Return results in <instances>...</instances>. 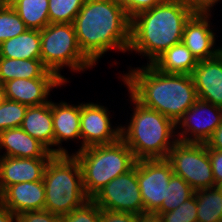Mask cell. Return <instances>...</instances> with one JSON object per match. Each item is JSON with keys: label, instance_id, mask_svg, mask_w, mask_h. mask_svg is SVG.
<instances>
[{"label": "cell", "instance_id": "obj_1", "mask_svg": "<svg viewBox=\"0 0 222 222\" xmlns=\"http://www.w3.org/2000/svg\"><path fill=\"white\" fill-rule=\"evenodd\" d=\"M121 75L128 94L141 105L158 111L175 124L198 100L192 75L163 73L152 64L131 68L128 73Z\"/></svg>", "mask_w": 222, "mask_h": 222}, {"label": "cell", "instance_id": "obj_2", "mask_svg": "<svg viewBox=\"0 0 222 222\" xmlns=\"http://www.w3.org/2000/svg\"><path fill=\"white\" fill-rule=\"evenodd\" d=\"M73 26L80 50L94 65L109 50L128 51L131 19L115 0H85Z\"/></svg>", "mask_w": 222, "mask_h": 222}, {"label": "cell", "instance_id": "obj_3", "mask_svg": "<svg viewBox=\"0 0 222 222\" xmlns=\"http://www.w3.org/2000/svg\"><path fill=\"white\" fill-rule=\"evenodd\" d=\"M193 14L182 0H163L137 14L131 18L128 52L140 53L152 64L168 48L182 42L184 26Z\"/></svg>", "mask_w": 222, "mask_h": 222}, {"label": "cell", "instance_id": "obj_4", "mask_svg": "<svg viewBox=\"0 0 222 222\" xmlns=\"http://www.w3.org/2000/svg\"><path fill=\"white\" fill-rule=\"evenodd\" d=\"M129 98L134 108L128 125L121 124V139L137 161L167 158L177 142L176 124L158 111L141 105L131 95Z\"/></svg>", "mask_w": 222, "mask_h": 222}, {"label": "cell", "instance_id": "obj_5", "mask_svg": "<svg viewBox=\"0 0 222 222\" xmlns=\"http://www.w3.org/2000/svg\"><path fill=\"white\" fill-rule=\"evenodd\" d=\"M43 182L44 209L51 213L68 214L90 199L84 191L80 164L73 154H54L46 164Z\"/></svg>", "mask_w": 222, "mask_h": 222}, {"label": "cell", "instance_id": "obj_6", "mask_svg": "<svg viewBox=\"0 0 222 222\" xmlns=\"http://www.w3.org/2000/svg\"><path fill=\"white\" fill-rule=\"evenodd\" d=\"M72 154L80 164L84 191L90 199L112 179L131 170L137 162L121 138L112 144L91 146Z\"/></svg>", "mask_w": 222, "mask_h": 222}, {"label": "cell", "instance_id": "obj_7", "mask_svg": "<svg viewBox=\"0 0 222 222\" xmlns=\"http://www.w3.org/2000/svg\"><path fill=\"white\" fill-rule=\"evenodd\" d=\"M40 37L43 65L65 83L69 81L60 74L61 69L81 73L95 66L80 50L73 24L50 23L40 30Z\"/></svg>", "mask_w": 222, "mask_h": 222}, {"label": "cell", "instance_id": "obj_8", "mask_svg": "<svg viewBox=\"0 0 222 222\" xmlns=\"http://www.w3.org/2000/svg\"><path fill=\"white\" fill-rule=\"evenodd\" d=\"M166 159L171 164L173 173L183 178L195 191L216 187L205 143L177 141Z\"/></svg>", "mask_w": 222, "mask_h": 222}, {"label": "cell", "instance_id": "obj_9", "mask_svg": "<svg viewBox=\"0 0 222 222\" xmlns=\"http://www.w3.org/2000/svg\"><path fill=\"white\" fill-rule=\"evenodd\" d=\"M91 199L101 209L140 216L146 214L137 180V162L131 170L112 179Z\"/></svg>", "mask_w": 222, "mask_h": 222}, {"label": "cell", "instance_id": "obj_10", "mask_svg": "<svg viewBox=\"0 0 222 222\" xmlns=\"http://www.w3.org/2000/svg\"><path fill=\"white\" fill-rule=\"evenodd\" d=\"M221 123L222 107L198 99L176 123L177 141L206 143Z\"/></svg>", "mask_w": 222, "mask_h": 222}, {"label": "cell", "instance_id": "obj_11", "mask_svg": "<svg viewBox=\"0 0 222 222\" xmlns=\"http://www.w3.org/2000/svg\"><path fill=\"white\" fill-rule=\"evenodd\" d=\"M172 174L166 158L137 161V180L145 213H155L161 207Z\"/></svg>", "mask_w": 222, "mask_h": 222}, {"label": "cell", "instance_id": "obj_12", "mask_svg": "<svg viewBox=\"0 0 222 222\" xmlns=\"http://www.w3.org/2000/svg\"><path fill=\"white\" fill-rule=\"evenodd\" d=\"M109 108L101 104L80 103L81 146L78 150L97 145H107L121 138V125L111 126Z\"/></svg>", "mask_w": 222, "mask_h": 222}, {"label": "cell", "instance_id": "obj_13", "mask_svg": "<svg viewBox=\"0 0 222 222\" xmlns=\"http://www.w3.org/2000/svg\"><path fill=\"white\" fill-rule=\"evenodd\" d=\"M210 18L211 14H193L184 26L182 42L198 61L213 58L221 52V46L216 47L217 35L213 28L210 29Z\"/></svg>", "mask_w": 222, "mask_h": 222}, {"label": "cell", "instance_id": "obj_14", "mask_svg": "<svg viewBox=\"0 0 222 222\" xmlns=\"http://www.w3.org/2000/svg\"><path fill=\"white\" fill-rule=\"evenodd\" d=\"M65 84L61 78H17L5 82L3 86L8 100L30 107L49 102L48 96L51 90Z\"/></svg>", "mask_w": 222, "mask_h": 222}, {"label": "cell", "instance_id": "obj_15", "mask_svg": "<svg viewBox=\"0 0 222 222\" xmlns=\"http://www.w3.org/2000/svg\"><path fill=\"white\" fill-rule=\"evenodd\" d=\"M191 75L198 99L222 107V53L198 61Z\"/></svg>", "mask_w": 222, "mask_h": 222}, {"label": "cell", "instance_id": "obj_16", "mask_svg": "<svg viewBox=\"0 0 222 222\" xmlns=\"http://www.w3.org/2000/svg\"><path fill=\"white\" fill-rule=\"evenodd\" d=\"M49 159L0 156V194L14 184L43 180Z\"/></svg>", "mask_w": 222, "mask_h": 222}, {"label": "cell", "instance_id": "obj_17", "mask_svg": "<svg viewBox=\"0 0 222 222\" xmlns=\"http://www.w3.org/2000/svg\"><path fill=\"white\" fill-rule=\"evenodd\" d=\"M1 205L16 215L45 207L44 182H23L8 186L1 194Z\"/></svg>", "mask_w": 222, "mask_h": 222}, {"label": "cell", "instance_id": "obj_18", "mask_svg": "<svg viewBox=\"0 0 222 222\" xmlns=\"http://www.w3.org/2000/svg\"><path fill=\"white\" fill-rule=\"evenodd\" d=\"M52 117L54 130V154H71L61 146L63 141L80 139V104H68L65 101L52 102Z\"/></svg>", "mask_w": 222, "mask_h": 222}, {"label": "cell", "instance_id": "obj_19", "mask_svg": "<svg viewBox=\"0 0 222 222\" xmlns=\"http://www.w3.org/2000/svg\"><path fill=\"white\" fill-rule=\"evenodd\" d=\"M0 156L18 158H51L50 152L41 142L31 137L21 127L10 128L0 132Z\"/></svg>", "mask_w": 222, "mask_h": 222}, {"label": "cell", "instance_id": "obj_20", "mask_svg": "<svg viewBox=\"0 0 222 222\" xmlns=\"http://www.w3.org/2000/svg\"><path fill=\"white\" fill-rule=\"evenodd\" d=\"M31 137L41 142L54 154V130L52 117V101L28 107L20 126Z\"/></svg>", "mask_w": 222, "mask_h": 222}, {"label": "cell", "instance_id": "obj_21", "mask_svg": "<svg viewBox=\"0 0 222 222\" xmlns=\"http://www.w3.org/2000/svg\"><path fill=\"white\" fill-rule=\"evenodd\" d=\"M59 78L49 71L41 59H11L0 57V84L13 79Z\"/></svg>", "mask_w": 222, "mask_h": 222}, {"label": "cell", "instance_id": "obj_22", "mask_svg": "<svg viewBox=\"0 0 222 222\" xmlns=\"http://www.w3.org/2000/svg\"><path fill=\"white\" fill-rule=\"evenodd\" d=\"M198 60L183 42L175 44L161 54L152 65L167 74L191 75Z\"/></svg>", "mask_w": 222, "mask_h": 222}, {"label": "cell", "instance_id": "obj_23", "mask_svg": "<svg viewBox=\"0 0 222 222\" xmlns=\"http://www.w3.org/2000/svg\"><path fill=\"white\" fill-rule=\"evenodd\" d=\"M0 57L11 59H41L40 30L28 29L24 33L0 44Z\"/></svg>", "mask_w": 222, "mask_h": 222}, {"label": "cell", "instance_id": "obj_24", "mask_svg": "<svg viewBox=\"0 0 222 222\" xmlns=\"http://www.w3.org/2000/svg\"><path fill=\"white\" fill-rule=\"evenodd\" d=\"M28 29L43 30L49 23V0H7Z\"/></svg>", "mask_w": 222, "mask_h": 222}, {"label": "cell", "instance_id": "obj_25", "mask_svg": "<svg viewBox=\"0 0 222 222\" xmlns=\"http://www.w3.org/2000/svg\"><path fill=\"white\" fill-rule=\"evenodd\" d=\"M194 193L197 200L198 222L222 221V193L217 186L198 189Z\"/></svg>", "mask_w": 222, "mask_h": 222}, {"label": "cell", "instance_id": "obj_26", "mask_svg": "<svg viewBox=\"0 0 222 222\" xmlns=\"http://www.w3.org/2000/svg\"><path fill=\"white\" fill-rule=\"evenodd\" d=\"M194 192L195 190L183 178L173 173L166 189V198L154 214L159 216L162 213L176 209Z\"/></svg>", "mask_w": 222, "mask_h": 222}, {"label": "cell", "instance_id": "obj_27", "mask_svg": "<svg viewBox=\"0 0 222 222\" xmlns=\"http://www.w3.org/2000/svg\"><path fill=\"white\" fill-rule=\"evenodd\" d=\"M85 0H49V23L73 24Z\"/></svg>", "mask_w": 222, "mask_h": 222}, {"label": "cell", "instance_id": "obj_28", "mask_svg": "<svg viewBox=\"0 0 222 222\" xmlns=\"http://www.w3.org/2000/svg\"><path fill=\"white\" fill-rule=\"evenodd\" d=\"M28 28L21 20L15 10L6 2L0 8V44L5 40L12 39L22 33Z\"/></svg>", "mask_w": 222, "mask_h": 222}, {"label": "cell", "instance_id": "obj_29", "mask_svg": "<svg viewBox=\"0 0 222 222\" xmlns=\"http://www.w3.org/2000/svg\"><path fill=\"white\" fill-rule=\"evenodd\" d=\"M28 106L6 99L0 105V132L20 127Z\"/></svg>", "mask_w": 222, "mask_h": 222}, {"label": "cell", "instance_id": "obj_30", "mask_svg": "<svg viewBox=\"0 0 222 222\" xmlns=\"http://www.w3.org/2000/svg\"><path fill=\"white\" fill-rule=\"evenodd\" d=\"M162 222H198L195 193L176 209L159 215Z\"/></svg>", "mask_w": 222, "mask_h": 222}, {"label": "cell", "instance_id": "obj_31", "mask_svg": "<svg viewBox=\"0 0 222 222\" xmlns=\"http://www.w3.org/2000/svg\"><path fill=\"white\" fill-rule=\"evenodd\" d=\"M61 222H100V207L89 199L81 207L60 216Z\"/></svg>", "mask_w": 222, "mask_h": 222}, {"label": "cell", "instance_id": "obj_32", "mask_svg": "<svg viewBox=\"0 0 222 222\" xmlns=\"http://www.w3.org/2000/svg\"><path fill=\"white\" fill-rule=\"evenodd\" d=\"M131 19L137 14L150 10L163 0H115Z\"/></svg>", "mask_w": 222, "mask_h": 222}, {"label": "cell", "instance_id": "obj_33", "mask_svg": "<svg viewBox=\"0 0 222 222\" xmlns=\"http://www.w3.org/2000/svg\"><path fill=\"white\" fill-rule=\"evenodd\" d=\"M17 222H61L60 215L48 210L26 211L17 215Z\"/></svg>", "mask_w": 222, "mask_h": 222}, {"label": "cell", "instance_id": "obj_34", "mask_svg": "<svg viewBox=\"0 0 222 222\" xmlns=\"http://www.w3.org/2000/svg\"><path fill=\"white\" fill-rule=\"evenodd\" d=\"M140 215L100 208V222H139Z\"/></svg>", "mask_w": 222, "mask_h": 222}, {"label": "cell", "instance_id": "obj_35", "mask_svg": "<svg viewBox=\"0 0 222 222\" xmlns=\"http://www.w3.org/2000/svg\"><path fill=\"white\" fill-rule=\"evenodd\" d=\"M194 14H211V8L220 0H182Z\"/></svg>", "mask_w": 222, "mask_h": 222}, {"label": "cell", "instance_id": "obj_36", "mask_svg": "<svg viewBox=\"0 0 222 222\" xmlns=\"http://www.w3.org/2000/svg\"><path fill=\"white\" fill-rule=\"evenodd\" d=\"M208 153L212 166L213 178L217 186L222 183V151L208 149Z\"/></svg>", "mask_w": 222, "mask_h": 222}, {"label": "cell", "instance_id": "obj_37", "mask_svg": "<svg viewBox=\"0 0 222 222\" xmlns=\"http://www.w3.org/2000/svg\"><path fill=\"white\" fill-rule=\"evenodd\" d=\"M205 144L208 149L222 151V123L217 127L210 139Z\"/></svg>", "mask_w": 222, "mask_h": 222}, {"label": "cell", "instance_id": "obj_38", "mask_svg": "<svg viewBox=\"0 0 222 222\" xmlns=\"http://www.w3.org/2000/svg\"><path fill=\"white\" fill-rule=\"evenodd\" d=\"M0 222H17V215L0 204Z\"/></svg>", "mask_w": 222, "mask_h": 222}, {"label": "cell", "instance_id": "obj_39", "mask_svg": "<svg viewBox=\"0 0 222 222\" xmlns=\"http://www.w3.org/2000/svg\"><path fill=\"white\" fill-rule=\"evenodd\" d=\"M139 222H162V220L154 213H146L140 216Z\"/></svg>", "mask_w": 222, "mask_h": 222}, {"label": "cell", "instance_id": "obj_40", "mask_svg": "<svg viewBox=\"0 0 222 222\" xmlns=\"http://www.w3.org/2000/svg\"><path fill=\"white\" fill-rule=\"evenodd\" d=\"M6 93L3 84H0V105L6 100Z\"/></svg>", "mask_w": 222, "mask_h": 222}, {"label": "cell", "instance_id": "obj_41", "mask_svg": "<svg viewBox=\"0 0 222 222\" xmlns=\"http://www.w3.org/2000/svg\"><path fill=\"white\" fill-rule=\"evenodd\" d=\"M7 2V0H0V8Z\"/></svg>", "mask_w": 222, "mask_h": 222}, {"label": "cell", "instance_id": "obj_42", "mask_svg": "<svg viewBox=\"0 0 222 222\" xmlns=\"http://www.w3.org/2000/svg\"><path fill=\"white\" fill-rule=\"evenodd\" d=\"M217 188L220 190V192L222 193V183L217 185Z\"/></svg>", "mask_w": 222, "mask_h": 222}]
</instances>
